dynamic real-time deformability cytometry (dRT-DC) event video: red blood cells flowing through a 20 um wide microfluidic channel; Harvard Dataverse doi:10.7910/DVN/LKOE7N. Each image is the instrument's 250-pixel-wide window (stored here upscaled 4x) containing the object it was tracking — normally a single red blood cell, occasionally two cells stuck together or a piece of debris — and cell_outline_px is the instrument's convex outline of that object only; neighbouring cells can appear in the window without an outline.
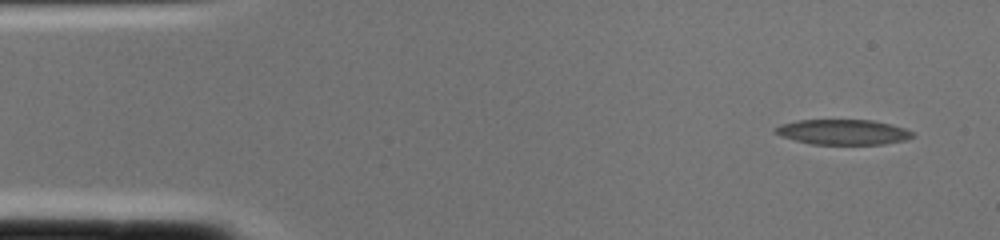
{"species": "common noctule bat (a hibernating species)", "species_latin": "Nyctalus noctula", "temperature_condition": "cold", "stored_images_in_passage": 2, "camera_frame_rate_fps": 3000, "um_per_image_px": 0.085, "animal": {"sex": "female", "body_mass_g": 22.0, "forearm_length_mm": 56.7}, "frame": {"image": 1, "passage_image": 1, "time_ms": 0.0, "image_size_px": [1000, 240], "cell_outline_px": [[916, 136], [904, 140], [884, 144], [812, 144], [780, 136], [772, 132], [772, 128], [780, 124], [796, 120], [872, 120], [904, 128], [912, 132]], "centroid_in_image_um": [71.59, 11.22], "position_along_channel_um": 13.4, "area_um2": 20.17}}
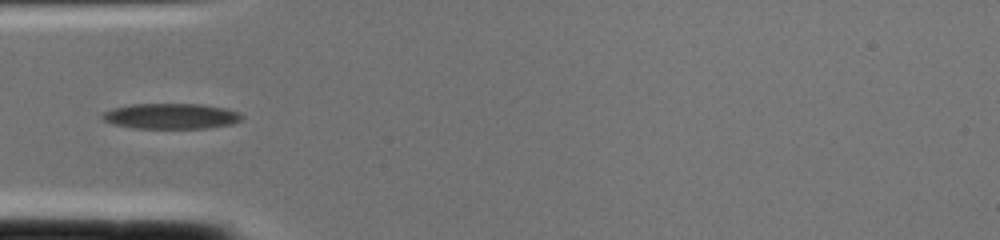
{"frame": {"image": 2, "passage_image": 2, "time_ms": 0.333, "image_size_px": [1000, 240], "cell_outline_px": [[244, 116], [240, 120], [232, 124], [208, 128], [136, 128], [112, 124], [104, 120], [100, 116], [100, 112], [112, 108], [132, 104], [200, 104], [228, 108], [240, 112]], "centroid_in_image_um": [14.53, 9.86], "position_along_channel_um": 70.5, "area_um2": 20.98}}